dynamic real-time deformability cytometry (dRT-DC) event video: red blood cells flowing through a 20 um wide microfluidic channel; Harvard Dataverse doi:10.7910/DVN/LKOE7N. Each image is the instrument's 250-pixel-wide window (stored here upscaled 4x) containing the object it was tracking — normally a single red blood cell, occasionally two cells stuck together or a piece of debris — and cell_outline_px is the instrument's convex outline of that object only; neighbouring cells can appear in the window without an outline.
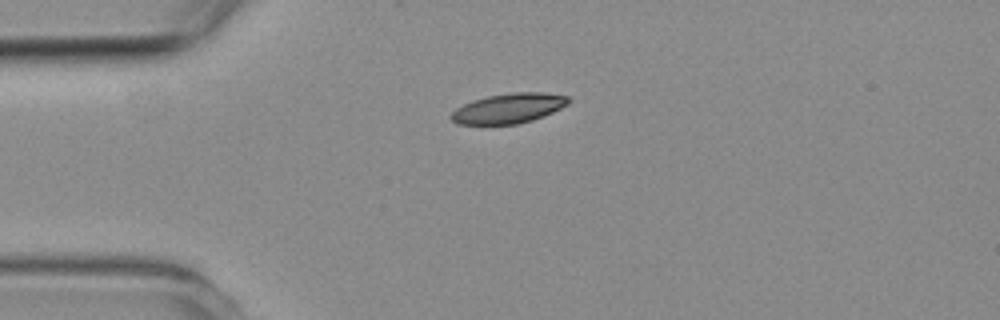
{"species": "common noctule bat (a hibernating species)", "species_latin": "Nyctalus noctula", "temperature_condition": "room temperature", "stored_images_in_passage": 4, "camera_frame_rate_fps": 3000, "um_per_image_px": 0.085, "animal": {"sex": "female", "body_mass_g": 19.3, "forearm_length_mm": 54.1}, "frame": {"image": 1, "passage_image": 1, "time_ms": 0.0, "image_size_px": [1000, 320], "cell_outline_px": [[572, 100], [568, 104], [544, 116], [532, 120], [516, 124], [456, 124], [448, 116], [456, 108], [464, 104], [488, 96], [512, 92], [544, 92], [572, 96]], "centroid_in_image_um": [43.28, 9.2], "position_along_channel_um": 41.7, "area_um2": 20.52}}
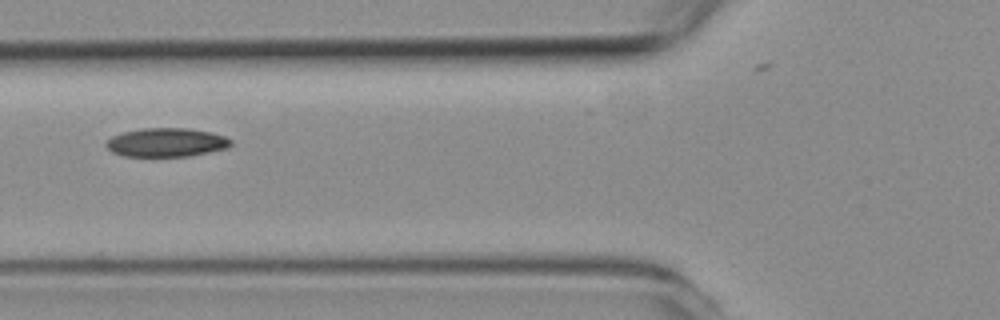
{"frame": {"image": 2, "passage_image": 3, "time_ms": 2.333, "image_size_px": [1000, 320], "cell_outline_px": [[232, 144], [228, 148], [188, 156], [124, 156], [112, 152], [104, 144], [112, 136], [124, 132], [140, 128], [188, 128], [212, 132], [224, 136], [232, 140]], "centroid_in_image_um": [14.15, 12.1], "position_along_channel_um": 111.6, "area_um2": 20.92}}